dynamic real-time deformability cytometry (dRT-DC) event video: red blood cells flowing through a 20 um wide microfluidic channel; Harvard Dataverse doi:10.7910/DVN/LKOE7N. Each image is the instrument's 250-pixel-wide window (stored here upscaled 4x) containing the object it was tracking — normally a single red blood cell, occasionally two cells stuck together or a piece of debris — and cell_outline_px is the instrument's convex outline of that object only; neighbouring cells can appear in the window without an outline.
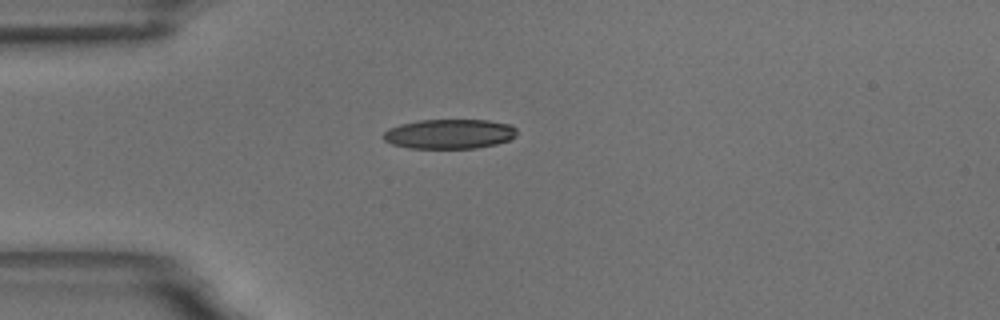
{"species": "common noctule bat (a hibernating species)", "species_latin": "Nyctalus noctula", "temperature_condition": "room temperature", "stored_images_in_passage": 2, "camera_frame_rate_fps": 3000, "um_per_image_px": 0.085, "animal": {"sex": "male", "body_mass_g": 18.8}, "frame": {"image": 1, "passage_image": 1, "time_ms": 0.0, "image_size_px": [1000, 320], "cell_outline_px": [[516, 136], [508, 140], [496, 144], [476, 148], [408, 148], [392, 144], [384, 140], [384, 132], [388, 128], [400, 124], [420, 120], [488, 120], [512, 124], [516, 128]], "centroid_in_image_um": [38.21, 11.38], "position_along_channel_um": 46.8, "area_um2": 23.12}}